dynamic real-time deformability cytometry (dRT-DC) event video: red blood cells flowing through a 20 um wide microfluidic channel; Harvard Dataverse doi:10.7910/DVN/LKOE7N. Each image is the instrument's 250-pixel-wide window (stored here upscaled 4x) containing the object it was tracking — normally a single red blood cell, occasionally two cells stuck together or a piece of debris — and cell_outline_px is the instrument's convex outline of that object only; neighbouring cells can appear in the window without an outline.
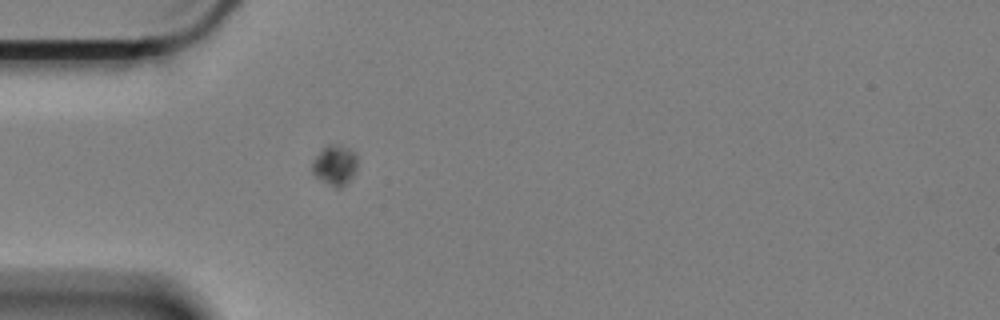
{"species": "Egyptian fruit bat (a non-hibernating species)", "species_latin": "Rousettus aegyptiacus", "temperature_condition": "cold", "stored_images_in_passage": 64, "camera_frame_rate_fps": 3000, "um_per_image_px": 0.085, "animal": {"sex": "female"}, "frame": {"image": 1, "passage_image": 19, "time_ms": 6.0, "image_size_px": [1000, 320], "cell_outline_px": [[356, 168], [352, 176], [340, 188], [336, 188], [316, 176], [312, 172], [312, 160], [328, 144], [340, 144], [356, 152]], "centroid_in_image_um": [28.46, 14.0], "position_along_channel_um": 56.5, "area_um2": 10.35}}
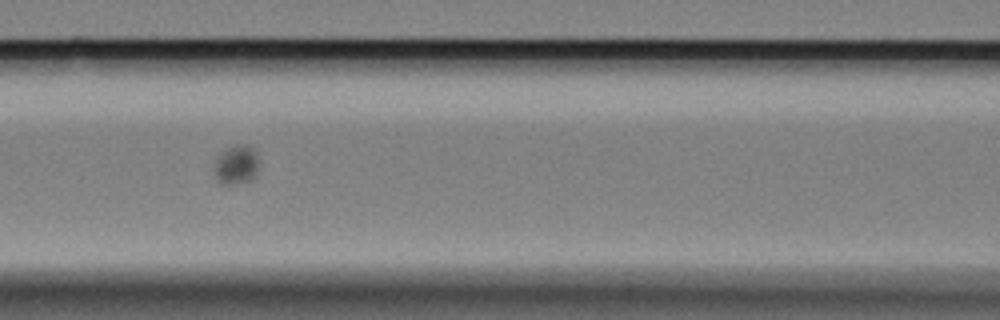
{"frame": {"image": 2, "passage_image": 28, "time_ms": 9.0, "image_size_px": [1000, 320], "cell_outline_px": [[260, 164], [256, 172], [248, 180], [228, 184], [220, 180], [216, 176], [216, 156], [224, 148], [236, 144], [248, 144], [256, 148]], "centroid_in_image_um": [20.14, 13.89], "position_along_channel_um": 146.5, "area_um2": 10.12}}